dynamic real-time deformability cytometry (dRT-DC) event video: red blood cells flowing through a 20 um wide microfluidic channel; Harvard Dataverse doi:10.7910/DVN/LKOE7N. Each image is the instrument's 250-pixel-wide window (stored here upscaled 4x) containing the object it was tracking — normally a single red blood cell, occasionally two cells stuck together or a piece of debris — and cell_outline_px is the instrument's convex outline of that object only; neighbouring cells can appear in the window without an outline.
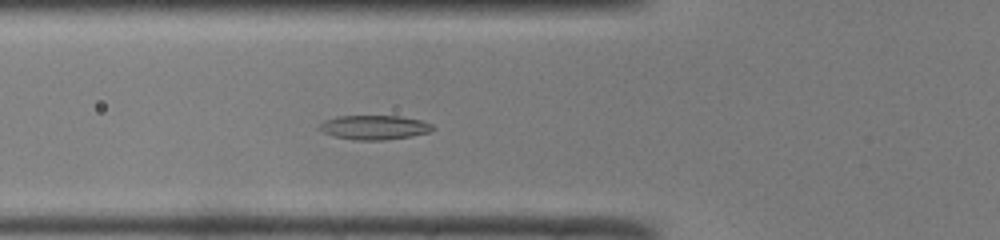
{"species": "common noctule bat (a hibernating species)", "species_latin": "Nyctalus noctula", "temperature_condition": "room temperature", "stored_images_in_passage": 39, "camera_frame_rate_fps": 3000, "um_per_image_px": 0.085, "animal": {"sex": "male", "body_mass_g": 19.0, "forearm_length_mm": 50.8}, "frame": {"image": 1, "passage_image": 8, "time_ms": 2.333, "image_size_px": [1000, 240], "cell_outline_px": [[436, 128], [428, 132], [412, 136], [384, 140], [356, 140], [332, 136], [316, 128], [324, 120], [336, 116], [400, 116], [420, 120], [432, 124]], "centroid_in_image_um": [31.79, 10.83], "position_along_channel_um": 94.0, "area_um2": 16.13}}
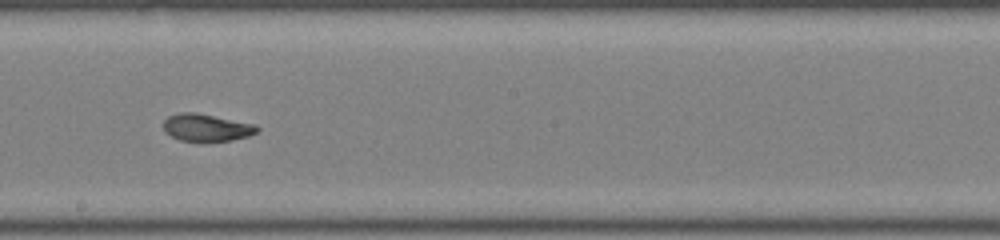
{"frame": {"image": 2, "passage_image": 18, "time_ms": 5.667, "image_size_px": [1000, 240], "cell_outline_px": [[260, 128], [256, 132], [248, 136], [232, 140], [204, 144], [200, 144], [180, 140], [164, 132], [164, 120], [168, 116], [180, 112], [196, 112], [256, 124]], "centroid_in_image_um": [17.55, 10.88], "position_along_channel_um": 230.7, "area_um2": 15.55}}
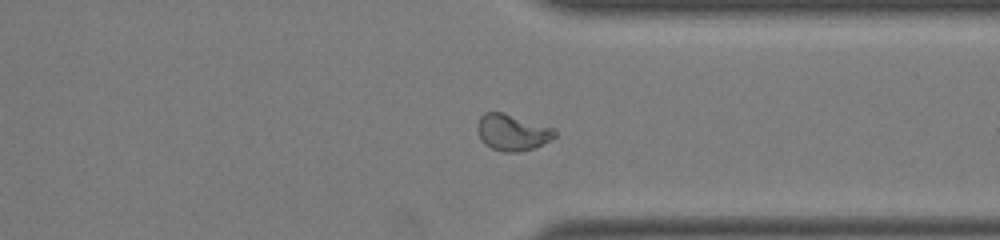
{"frame": {"image": 3, "passage_image": 28, "time_ms": 9.0, "image_size_px": [1000, 240], "cell_outline_px": [[556, 136], [532, 148], [520, 152], [504, 152], [492, 148], [484, 144], [476, 128], [476, 124], [480, 116], [484, 112], [500, 112], [552, 128], [556, 132]], "centroid_in_image_um": [43.47, 11.26], "position_along_channel_um": 367.9, "area_um2": 15.95}, "authors_computed_cell_mechanics": {"area_um2": 15.606, "velocity_mm_per_s": 4.1075, "shape_relaxation_time_tau1_ms": 7.9381, "shape_relaxation_time_tau2_ms": 1.922, "deformation_change_tau1": 0.2578, "deformation_change_tau2": 0.0628}}